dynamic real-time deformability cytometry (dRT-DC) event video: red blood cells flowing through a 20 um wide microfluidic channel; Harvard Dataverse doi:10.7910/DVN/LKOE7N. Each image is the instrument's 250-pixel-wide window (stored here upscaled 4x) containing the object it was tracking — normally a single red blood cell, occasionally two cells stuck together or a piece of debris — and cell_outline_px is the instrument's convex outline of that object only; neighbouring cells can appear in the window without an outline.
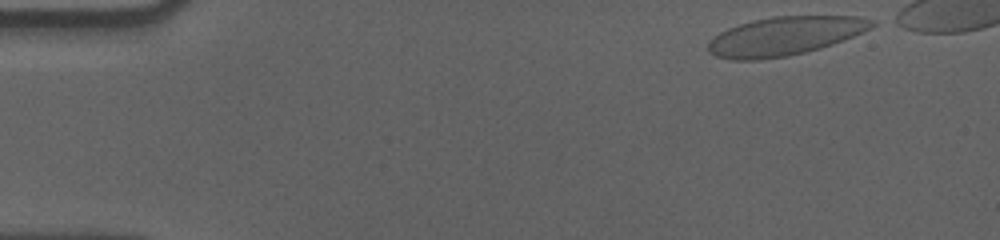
{"species": "human", "species_latin": "Homo sapiens", "temperature_condition": "cold", "stored_images_in_passage": 48, "camera_frame_rate_fps": 3000, "um_per_image_px": 0.085, "donor": {"sex": "male"}, "frame": {"image": 1, "passage_image": 1, "time_ms": 0.0, "image_size_px": [1000, 240], "cell_outline_px": [[880, 24], [872, 28], [832, 44], [820, 48], [788, 56], [760, 60], [728, 60], [716, 56], [708, 52], [708, 44], [720, 32], [728, 28], [752, 20], [772, 16], [860, 16], [876, 20]], "centroid_in_image_um": [66.74, 3.06], "position_along_channel_um": 18.3, "area_um2": 36.99}}
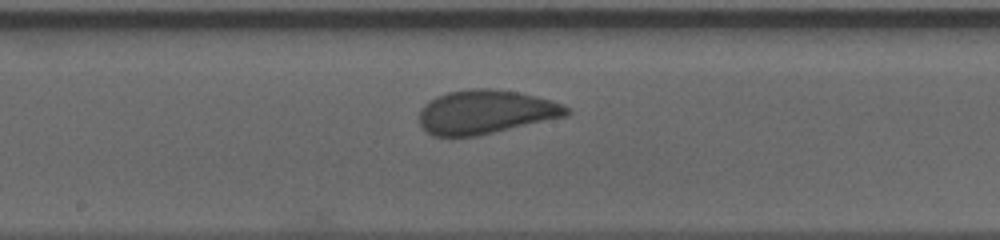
{"frame": {"image": 2, "passage_image": 26, "time_ms": 8.333, "image_size_px": [1000, 240], "cell_outline_px": [[572, 112], [568, 116], [476, 136], [432, 136], [420, 124], [420, 108], [424, 104], [436, 96], [448, 92], [472, 88], [492, 88], [520, 92], [552, 100], [564, 104]], "centroid_in_image_um": [41.31, 9.5], "position_along_channel_um": 206.9, "area_um2": 37.86}}
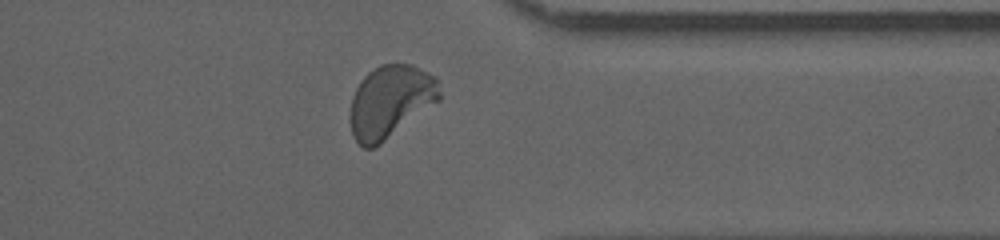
{"frame": {"image": 3, "passage_image": 41, "time_ms": 13.333, "image_size_px": [1000, 240], "cell_outline_px": [[440, 100], [380, 144], [372, 148], [364, 148], [352, 136], [352, 96], [360, 80], [368, 72], [380, 64], [412, 64], [436, 76], [440, 80]], "centroid_in_image_um": [33.22, 8.6], "position_along_channel_um": 378.2, "area_um2": 37.63}, "authors_computed_cell_mechanics": {"area_um2": 37.2521, "velocity_mm_per_s": 3.5373, "shape_relaxation_time_tau1_ms": 4.6123, "shape_relaxation_time_tau2_ms": null, "deformation_change_tau1": 0.1221, "deformation_change_tau2": null}}